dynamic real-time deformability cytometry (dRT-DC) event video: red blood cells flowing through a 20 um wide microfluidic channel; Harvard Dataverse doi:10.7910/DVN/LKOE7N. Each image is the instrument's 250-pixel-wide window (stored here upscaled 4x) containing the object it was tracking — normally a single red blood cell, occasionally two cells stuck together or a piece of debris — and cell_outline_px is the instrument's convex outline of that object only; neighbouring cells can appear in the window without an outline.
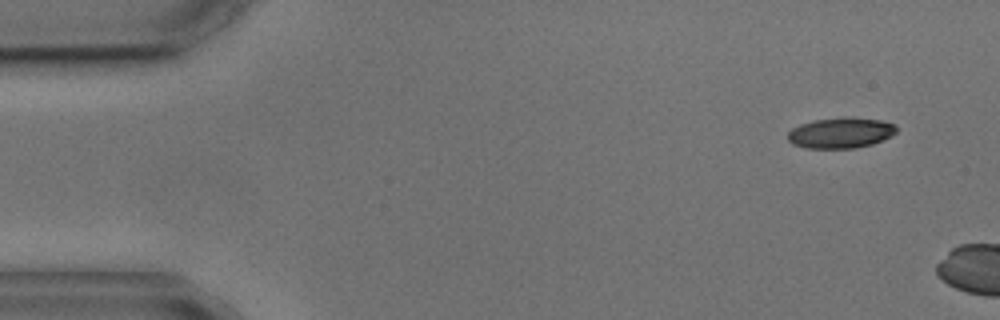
{"species": "common noctule bat (a hibernating species)", "species_latin": "Nyctalus noctula", "temperature_condition": "cold", "stored_images_in_passage": 3, "camera_frame_rate_fps": 3000, "um_per_image_px": 0.085, "animal": {"sex": "male", "body_mass_g": 17.9, "forearm_length_mm": 54.2}, "frame": {"image": 1, "passage_image": 1, "time_ms": 0.0, "image_size_px": [1000, 320], "cell_outline_px": [[896, 132], [892, 136], [872, 144], [856, 148], [804, 148], [792, 144], [788, 140], [788, 132], [792, 128], [800, 124], [812, 120], [844, 116], [852, 116], [880, 120], [896, 124]], "centroid_in_image_um": [71.46, 11.28], "position_along_channel_um": 13.5, "area_um2": 19.77}}